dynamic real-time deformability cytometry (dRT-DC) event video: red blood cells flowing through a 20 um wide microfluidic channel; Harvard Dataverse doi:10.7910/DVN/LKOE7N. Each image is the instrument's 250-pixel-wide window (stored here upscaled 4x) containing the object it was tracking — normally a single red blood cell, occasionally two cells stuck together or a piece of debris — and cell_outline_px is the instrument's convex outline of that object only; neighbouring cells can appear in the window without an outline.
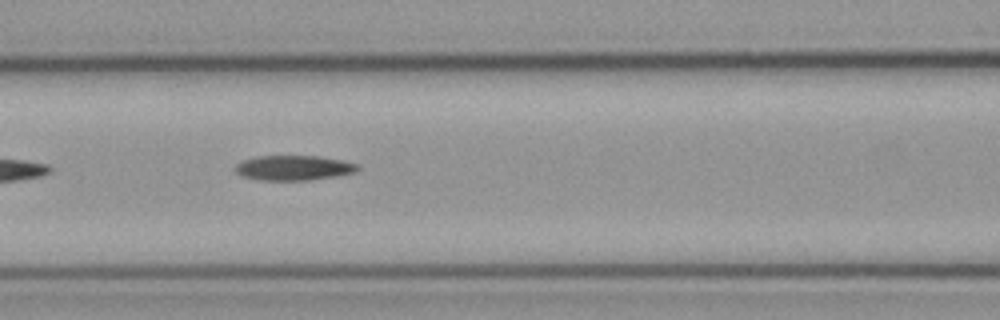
{"species": "common noctule bat (a hibernating species)", "species_latin": "Nyctalus noctula", "temperature_condition": "cold", "stored_images_in_passage": 5, "camera_frame_rate_fps": 3000, "um_per_image_px": 0.085, "animal": {"sex": "male", "body_mass_g": 23.1, "forearm_length_mm": 52.7}, "frame": {"image": 1, "passage_image": 4, "time_ms": 1.0, "image_size_px": [1000, 320], "cell_outline_px": [[360, 168], [356, 172], [336, 176], [308, 180], [260, 180], [244, 176], [236, 172], [236, 164], [244, 160], [256, 156], [320, 156], [344, 160], [356, 164]], "centroid_in_image_um": [25.0, 14.26], "position_along_channel_um": 141.6, "area_um2": 17.69}}
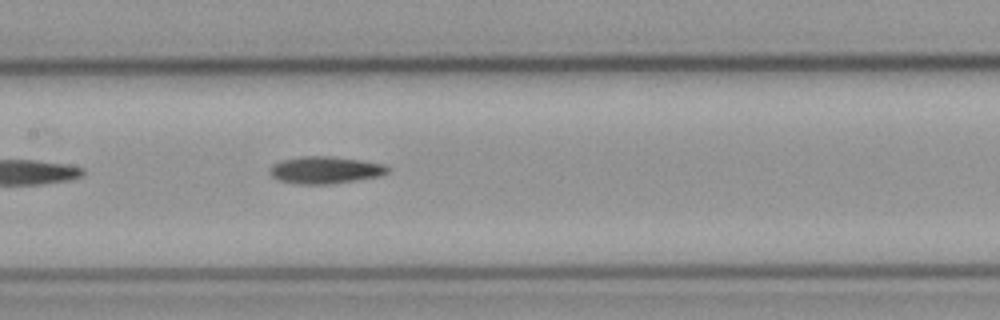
{"frame": {"image": 2, "passage_image": 5, "time_ms": 1.333, "image_size_px": [1000, 320], "cell_outline_px": [[388, 172], [384, 176], [332, 184], [296, 184], [276, 180], [268, 172], [268, 168], [272, 164], [280, 160], [300, 156], [332, 156], [360, 160], [384, 164], [388, 168]], "centroid_in_image_um": [27.6, 14.46], "position_along_channel_um": 179.8, "area_um2": 19.07}}